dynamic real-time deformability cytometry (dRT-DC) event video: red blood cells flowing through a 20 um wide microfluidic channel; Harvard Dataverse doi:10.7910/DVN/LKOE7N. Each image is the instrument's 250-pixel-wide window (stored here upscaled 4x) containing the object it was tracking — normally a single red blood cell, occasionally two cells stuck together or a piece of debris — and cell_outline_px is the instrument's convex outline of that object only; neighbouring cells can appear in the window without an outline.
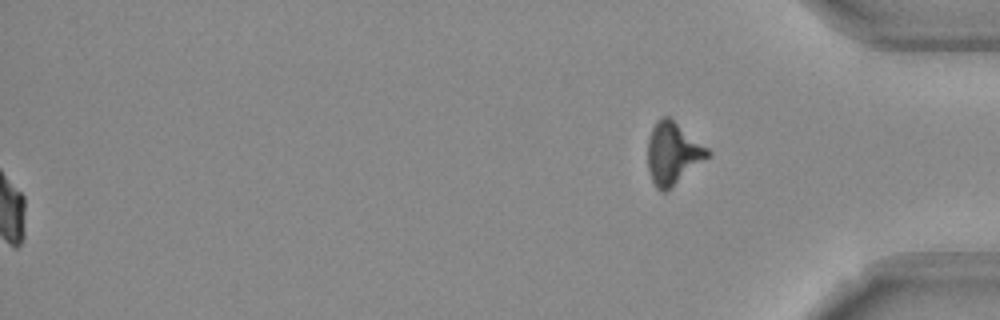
{"species": "Egyptian fruit bat (a non-hibernating species)", "species_latin": "Rousettus aegyptiacus", "temperature_condition": "room temperature", "stored_images_in_passage": 42, "camera_frame_rate_fps": 3000, "um_per_image_px": 0.085, "frame": {"image": 1, "passage_image": 42, "time_ms": 13.667, "image_size_px": [1000, 320], "cell_outline_px": [[712, 152], [708, 156], [664, 192], [660, 192], [656, 188], [652, 180], [648, 168], [648, 140], [652, 128], [656, 120], [660, 116], [668, 116], [708, 148]], "centroid_in_image_um": [57.15, 13.0], "position_along_channel_um": 378.0, "area_um2": 21.1}, "authors_computed_cell_mechanics": {"area_um2": 24.0448, "velocity_mm_per_s": 3.7573, "shape_relaxation_time_tau1_ms": 7.6435, "shape_relaxation_time_tau2_ms": 4.7114, "deformation_change_tau1": 0.1929, "deformation_change_tau2": 0.1001}}